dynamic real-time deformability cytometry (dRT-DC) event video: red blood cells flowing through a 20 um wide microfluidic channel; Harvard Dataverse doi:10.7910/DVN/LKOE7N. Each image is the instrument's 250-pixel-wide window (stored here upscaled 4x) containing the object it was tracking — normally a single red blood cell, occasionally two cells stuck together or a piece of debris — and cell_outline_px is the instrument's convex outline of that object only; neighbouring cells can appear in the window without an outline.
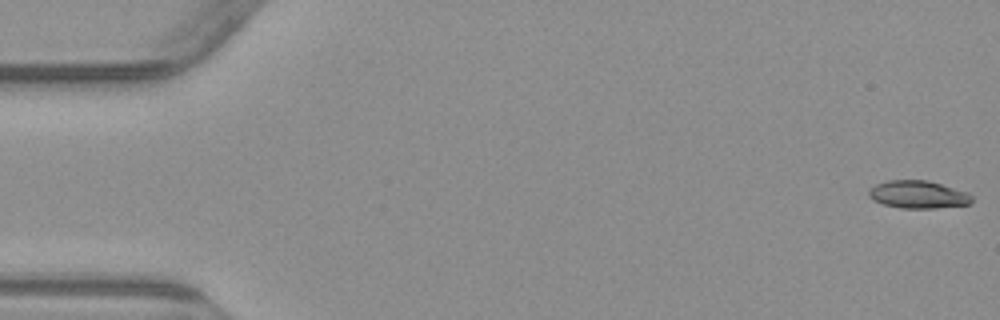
{"species": "common noctule bat (a hibernating species)", "species_latin": "Nyctalus noctula", "temperature_condition": "warm", "stored_images_in_passage": 5, "camera_frame_rate_fps": 3000, "um_per_image_px": 0.085, "animal": {"sex": "male", "body_mass_g": 23.1, "forearm_length_mm": 52.7}, "frame": {"image": 1, "passage_image": 1, "time_ms": 0.0, "image_size_px": [1000, 320], "cell_outline_px": [[972, 200], [968, 204], [936, 208], [900, 208], [884, 204], [872, 200], [868, 196], [868, 192], [876, 184], [888, 180], [928, 180], [968, 192], [972, 196]], "centroid_in_image_um": [78.03, 16.53], "position_along_channel_um": 7.0, "area_um2": 16.59}}
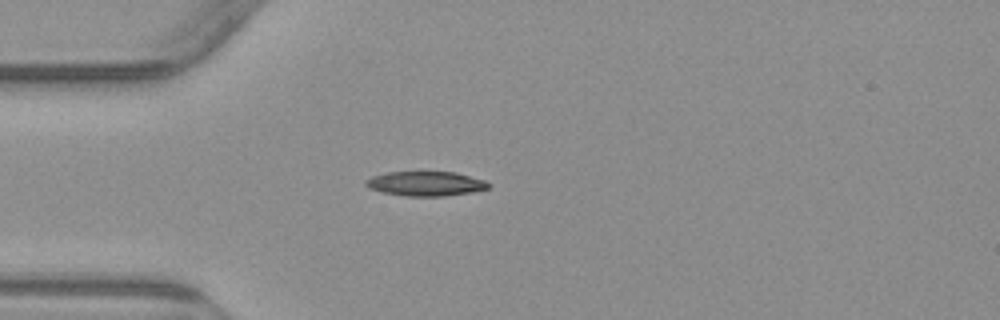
{"frame": {"image": 2, "passage_image": 5, "time_ms": 4.667, "image_size_px": [1000, 320], "cell_outline_px": [[492, 184], [488, 188], [476, 192], [444, 196], [408, 196], [380, 192], [368, 188], [364, 184], [364, 180], [372, 176], [384, 172], [456, 172], [484, 180]], "centroid_in_image_um": [36.17, 15.61], "position_along_channel_um": 48.8, "area_um2": 17.8}}